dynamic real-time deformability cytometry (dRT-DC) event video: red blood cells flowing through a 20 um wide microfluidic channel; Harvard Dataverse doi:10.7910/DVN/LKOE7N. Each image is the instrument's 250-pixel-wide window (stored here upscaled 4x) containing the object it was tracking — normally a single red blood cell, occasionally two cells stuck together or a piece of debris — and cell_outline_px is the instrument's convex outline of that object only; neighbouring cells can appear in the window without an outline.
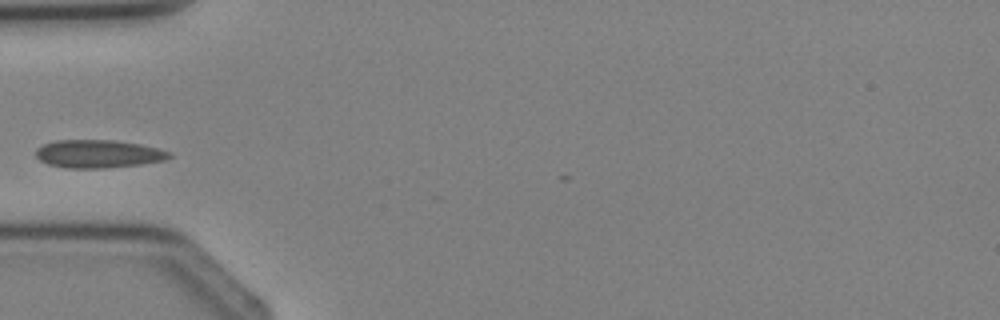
{"species": "Egyptian fruit bat (a non-hibernating species)", "species_latin": "Rousettus aegyptiacus", "temperature_condition": "cold", "stored_images_in_passage": 3, "camera_frame_rate_fps": 3000, "um_per_image_px": 0.085, "animal": {"sex": "female"}, "frame": {"image": 1, "passage_image": 3, "time_ms": 3.333, "image_size_px": [1000, 320], "cell_outline_px": [[172, 156], [164, 160], [140, 164], [104, 168], [64, 168], [48, 164], [40, 160], [36, 156], [36, 148], [44, 144], [56, 140], [116, 140], [140, 144], [156, 148], [168, 152]], "centroid_in_image_um": [8.31, 13.07], "position_along_channel_um": 76.7, "area_um2": 21.68}}